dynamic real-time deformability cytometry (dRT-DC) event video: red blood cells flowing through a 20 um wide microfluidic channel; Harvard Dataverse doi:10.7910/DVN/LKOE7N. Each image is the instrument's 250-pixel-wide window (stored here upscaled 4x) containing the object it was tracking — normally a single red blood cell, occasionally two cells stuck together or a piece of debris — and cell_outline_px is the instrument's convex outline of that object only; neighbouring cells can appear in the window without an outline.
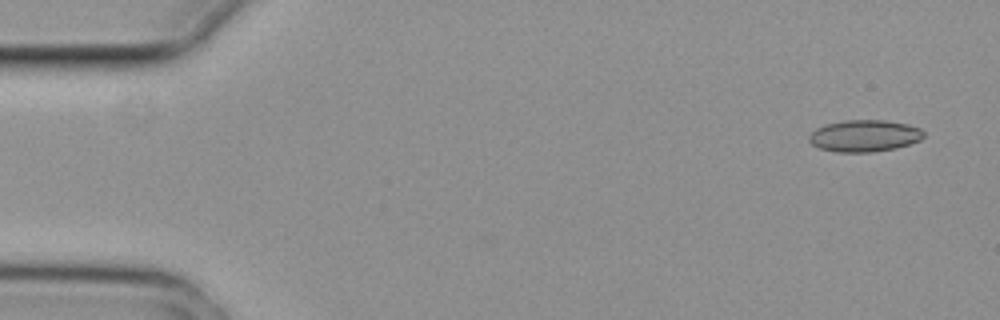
{"species": "common noctule bat (a hibernating species)", "species_latin": "Nyctalus noctula", "temperature_condition": "cold", "stored_images_in_passage": 6, "camera_frame_rate_fps": 3000, "um_per_image_px": 0.085, "animal": {"sex": "female", "body_mass_g": 29.2, "forearm_length_mm": 56.3}, "frame": {"image": 1, "passage_image": 6, "time_ms": 1.667, "image_size_px": [1000, 320], "cell_outline_px": [[924, 136], [920, 140], [896, 148], [872, 152], [836, 152], [820, 148], [812, 144], [808, 140], [808, 136], [816, 128], [828, 124], [844, 120], [888, 120], [908, 124], [920, 128], [924, 132]], "centroid_in_image_um": [73.48, 11.54], "position_along_channel_um": 11.5, "area_um2": 21.27}}